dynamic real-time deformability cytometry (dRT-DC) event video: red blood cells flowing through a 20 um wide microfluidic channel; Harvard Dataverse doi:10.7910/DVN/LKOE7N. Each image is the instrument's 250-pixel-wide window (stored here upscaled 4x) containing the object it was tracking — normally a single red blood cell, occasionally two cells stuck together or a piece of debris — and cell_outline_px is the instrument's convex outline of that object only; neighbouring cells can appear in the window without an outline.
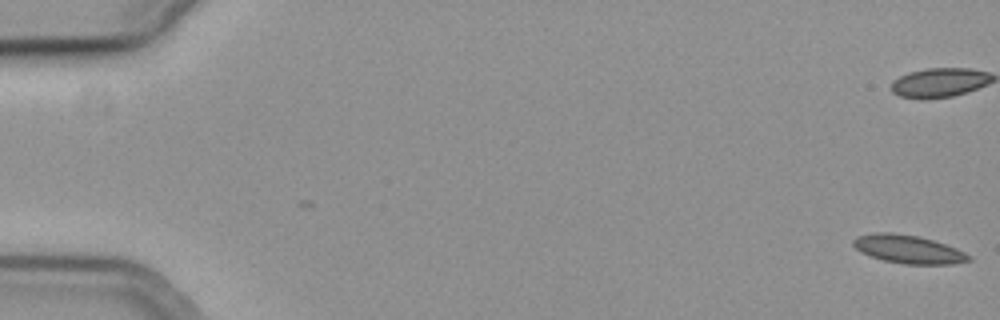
{"species": "common noctule bat (a hibernating species)", "species_latin": "Nyctalus noctula", "temperature_condition": "cold", "stored_images_in_passage": 13, "camera_frame_rate_fps": 3000, "um_per_image_px": 0.085, "animal": {"sex": "female", "body_mass_g": 19.3, "forearm_length_mm": 54.1}, "frame": {"image": 1, "passage_image": 1, "time_ms": 0.0, "image_size_px": [1000, 320], "cell_outline_px": [[972, 260], [952, 264], [904, 264], [884, 260], [860, 252], [852, 244], [852, 240], [856, 236], [876, 232], [892, 232], [916, 236], [932, 240], [956, 248], [972, 256]], "centroid_in_image_um": [77.19, 21.18], "position_along_channel_um": 7.8, "area_um2": 18.96}}